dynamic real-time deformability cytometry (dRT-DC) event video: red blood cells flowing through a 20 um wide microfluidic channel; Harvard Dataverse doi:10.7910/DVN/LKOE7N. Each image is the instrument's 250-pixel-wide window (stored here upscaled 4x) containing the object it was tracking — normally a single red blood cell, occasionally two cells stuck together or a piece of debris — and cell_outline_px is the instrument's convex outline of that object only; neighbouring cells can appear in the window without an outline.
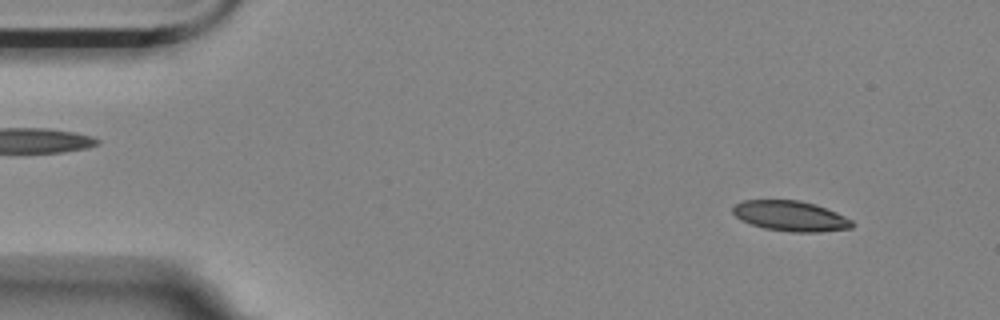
{"species": "Egyptian fruit bat (a non-hibernating species)", "species_latin": "Rousettus aegyptiacus", "temperature_condition": "room temperature", "stored_images_in_passage": 12, "camera_frame_rate_fps": 3000, "um_per_image_px": 0.085, "animal": {"sex": "female"}, "frame": {"image": 1, "passage_image": 1, "time_ms": 0.0, "image_size_px": [1000, 320], "cell_outline_px": [[856, 224], [852, 228], [820, 232], [792, 232], [764, 228], [740, 220], [732, 212], [732, 208], [736, 204], [744, 200], [800, 200], [816, 204], [836, 212], [852, 220]], "centroid_in_image_um": [67.22, 18.36], "position_along_channel_um": 17.8, "area_um2": 21.15}}
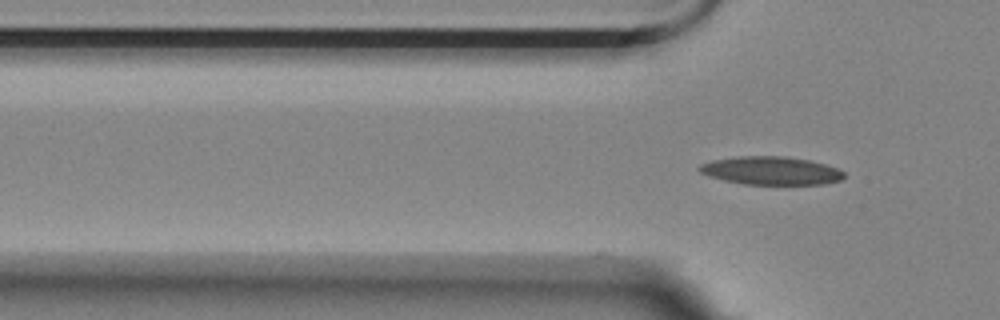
{"frame": {"image": 2, "passage_image": 12, "time_ms": 3.667, "image_size_px": [1000, 320], "cell_outline_px": [[844, 176], [840, 180], [824, 184], [744, 184], [724, 180], [708, 176], [700, 172], [696, 168], [700, 164], [712, 160], [736, 156], [784, 156], [808, 160], [824, 164], [836, 168], [844, 172]], "centroid_in_image_um": [65.48, 14.5], "position_along_channel_um": 60.3, "area_um2": 23.7}}